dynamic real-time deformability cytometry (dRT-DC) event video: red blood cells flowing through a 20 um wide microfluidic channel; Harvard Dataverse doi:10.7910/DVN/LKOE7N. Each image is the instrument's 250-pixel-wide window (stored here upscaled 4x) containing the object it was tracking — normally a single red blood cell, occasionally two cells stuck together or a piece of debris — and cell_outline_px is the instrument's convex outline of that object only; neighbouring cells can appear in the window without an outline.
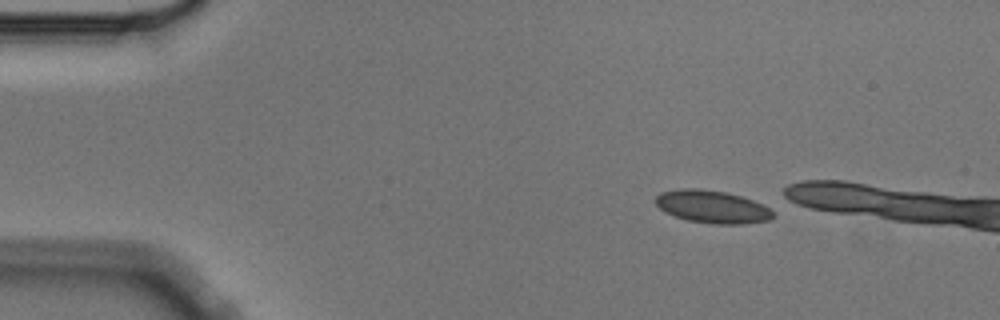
{"species": "Egyptian fruit bat (a non-hibernating species)", "species_latin": "Rousettus aegyptiacus", "temperature_condition": "cold", "stored_images_in_passage": 3, "camera_frame_rate_fps": 3000, "um_per_image_px": 0.085, "animal": {"sex": "male"}, "frame": {"image": 1, "passage_image": 1, "time_ms": 0.0, "image_size_px": [1000, 320], "cell_outline_px": [[776, 216], [772, 220], [740, 224], [712, 224], [688, 220], [676, 216], [660, 208], [656, 204], [656, 196], [660, 192], [680, 188], [700, 188], [724, 192], [740, 196], [752, 200], [768, 208]], "centroid_in_image_um": [60.54, 17.57], "position_along_channel_um": 24.5, "area_um2": 22.2}}